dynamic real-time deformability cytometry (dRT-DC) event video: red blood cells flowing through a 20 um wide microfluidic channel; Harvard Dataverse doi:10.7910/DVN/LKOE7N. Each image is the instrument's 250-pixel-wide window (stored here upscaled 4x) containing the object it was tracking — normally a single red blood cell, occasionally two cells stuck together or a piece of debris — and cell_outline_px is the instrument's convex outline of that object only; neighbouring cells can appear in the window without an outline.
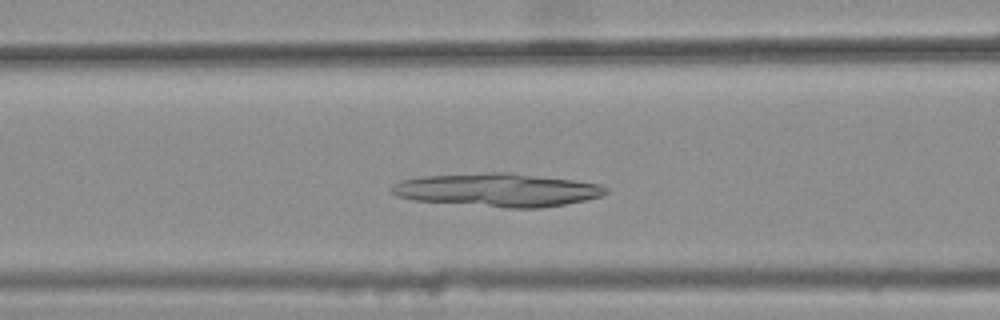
{"species": "common noctule bat (a hibernating species)", "species_latin": "Nyctalus noctula", "temperature_condition": "warm", "stored_images_in_passage": 36, "camera_frame_rate_fps": 3000, "um_per_image_px": 0.085, "animal": {"sex": "female", "body_mass_g": 25.1}, "frame": {"image": 1, "passage_image": 16, "time_ms": 5.0, "image_size_px": [1000, 320], "cell_outline_px": [[608, 192], [600, 196], [584, 200], [564, 204], [540, 208], [508, 208], [412, 200], [396, 196], [388, 192], [392, 184], [400, 180], [420, 176], [484, 172], [504, 172], [576, 180], [600, 184], [608, 188]], "centroid_in_image_um": [42.22, 16.14], "position_along_channel_um": 124.4, "area_um2": 41.85}}
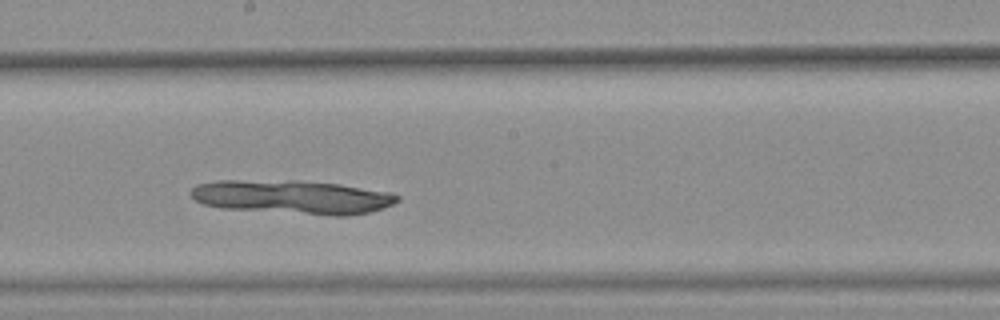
{"frame": {"image": 2, "passage_image": 24, "time_ms": 7.667, "image_size_px": [1000, 320], "cell_outline_px": [[400, 200], [392, 204], [368, 212], [344, 216], [332, 216], [220, 208], [204, 204], [196, 200], [188, 192], [196, 184], [220, 180], [296, 180], [340, 184], [388, 192], [400, 196]], "centroid_in_image_um": [24.81, 16.74], "position_along_channel_um": 223.4, "area_um2": 40.81}}
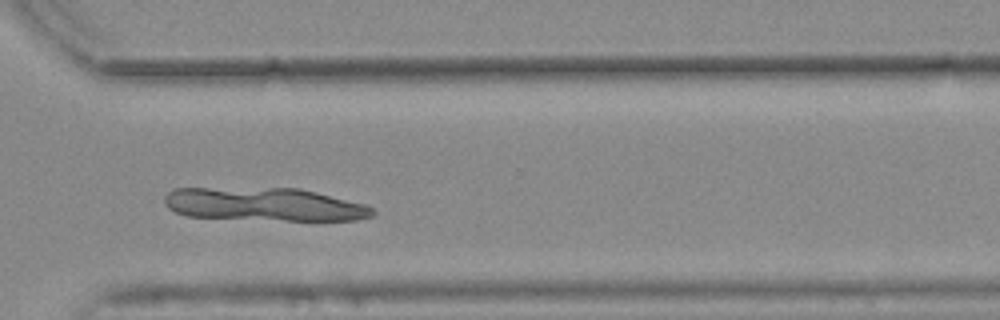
{"frame": {"image": 3, "passage_image": 34, "time_ms": 11.0, "image_size_px": [1000, 320], "cell_outline_px": [[376, 216], [356, 220], [284, 220], [188, 216], [176, 212], [168, 208], [164, 204], [164, 196], [172, 188], [300, 188], [368, 204], [376, 212]], "centroid_in_image_um": [22.52, 17.36], "position_along_channel_um": 348.1, "area_um2": 40.52}}